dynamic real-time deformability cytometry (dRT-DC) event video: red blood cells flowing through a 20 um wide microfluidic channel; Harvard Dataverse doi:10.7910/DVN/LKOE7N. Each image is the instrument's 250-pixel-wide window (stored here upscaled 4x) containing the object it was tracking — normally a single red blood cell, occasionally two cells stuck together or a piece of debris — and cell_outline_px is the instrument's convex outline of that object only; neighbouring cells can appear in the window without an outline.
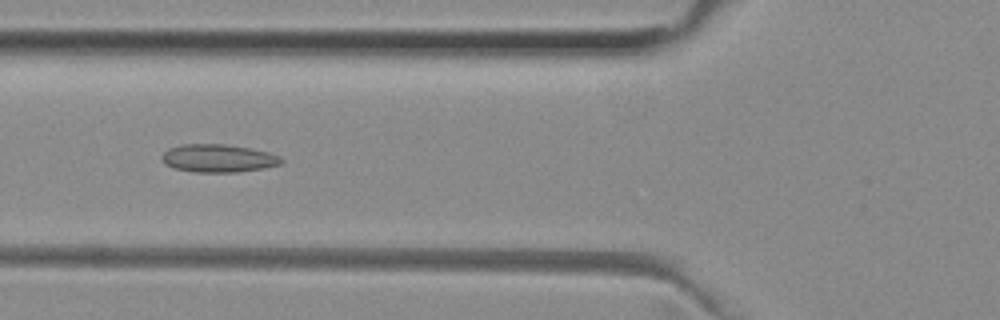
{"species": "common noctule bat (a hibernating species)", "species_latin": "Nyctalus noctula", "temperature_condition": "room temperature", "stored_images_in_passage": 36, "camera_frame_rate_fps": 3000, "um_per_image_px": 0.085, "animal": {"sex": "female", "body_mass_g": 29.2, "forearm_length_mm": 56.3}, "frame": {"image": 1, "passage_image": 4, "time_ms": 1.0, "image_size_px": [1000, 320], "cell_outline_px": [[284, 160], [280, 164], [264, 168], [236, 172], [192, 172], [172, 168], [164, 164], [160, 156], [168, 148], [180, 144], [224, 144], [248, 148], [268, 152], [280, 156]], "centroid_in_image_um": [18.5, 13.45], "position_along_channel_um": 107.3, "area_um2": 19.59}}
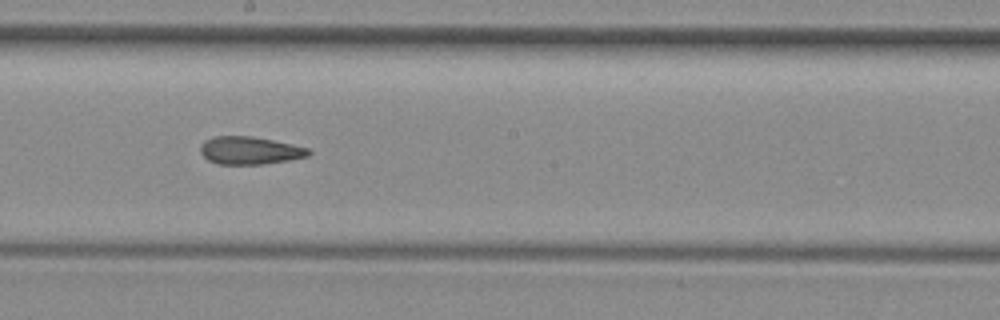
{"frame": {"image": 2, "passage_image": 13, "time_ms": 4.0, "image_size_px": [1000, 320], "cell_outline_px": [[312, 152], [308, 156], [288, 160], [264, 164], [216, 164], [208, 160], [200, 152], [200, 144], [204, 140], [216, 136], [252, 136], [292, 144], [308, 148]], "centroid_in_image_um": [21.21, 12.79], "position_along_channel_um": 227.0, "area_um2": 17.51}}
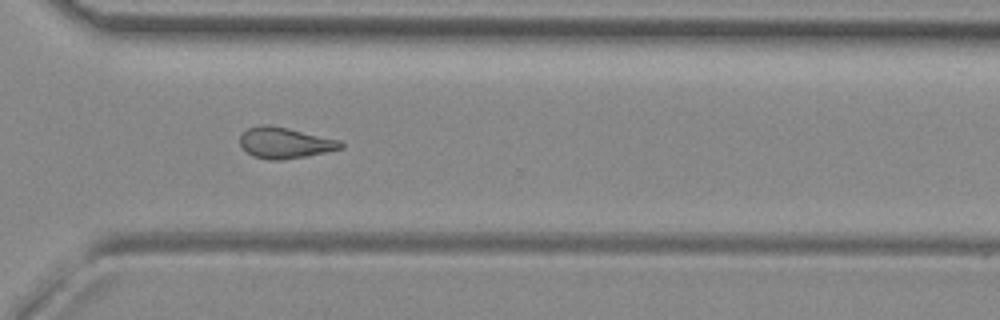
{"frame": {"image": 3, "passage_image": 22, "time_ms": 7.0, "image_size_px": [1000, 320], "cell_outline_px": [[344, 148], [304, 156], [280, 160], [268, 160], [252, 156], [240, 144], [240, 136], [248, 128], [260, 124], [268, 124], [288, 128], [340, 140], [344, 144]], "centroid_in_image_um": [24.21, 12.13], "position_along_channel_um": 346.4, "area_um2": 18.09}, "authors_computed_cell_mechanics": {"area_um2": 17.9469, "velocity_mm_per_s": 3.9866, "shape_relaxation_time_tau1_ms": null, "shape_relaxation_time_tau2_ms": 2.7904, "deformation_change_tau1": null, "deformation_change_tau2": 0.1114}}